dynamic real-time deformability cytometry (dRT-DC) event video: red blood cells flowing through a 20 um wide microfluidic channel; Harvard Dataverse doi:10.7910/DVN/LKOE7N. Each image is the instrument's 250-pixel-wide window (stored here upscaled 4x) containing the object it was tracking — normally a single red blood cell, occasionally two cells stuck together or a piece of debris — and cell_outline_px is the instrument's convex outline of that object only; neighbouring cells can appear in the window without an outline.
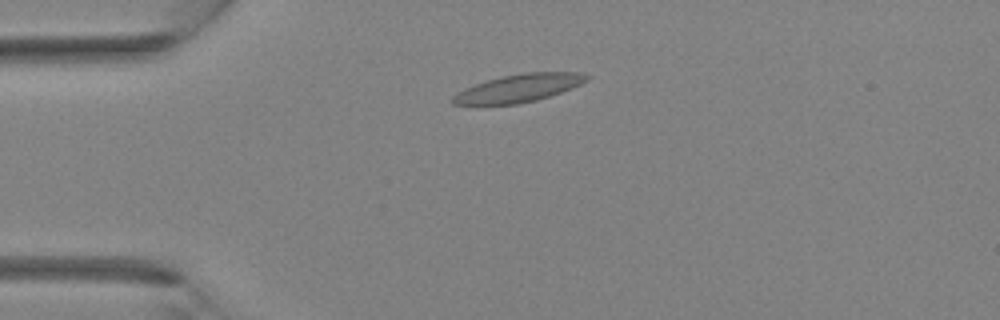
{"species": "Egyptian fruit bat (a non-hibernating species)", "species_latin": "Rousettus aegyptiacus", "temperature_condition": "room temperature", "stored_images_in_passage": 36, "camera_frame_rate_fps": 3000, "um_per_image_px": 0.085, "animal": {"sex": "female"}, "frame": {"image": 1, "passage_image": 7, "time_ms": 2.0, "image_size_px": [1000, 320], "cell_outline_px": [[592, 76], [588, 80], [572, 88], [536, 100], [520, 104], [452, 104], [448, 100], [456, 92], [464, 88], [500, 76], [524, 72], [580, 72]], "centroid_in_image_um": [44.08, 7.48], "position_along_channel_um": 40.9, "area_um2": 21.79}}
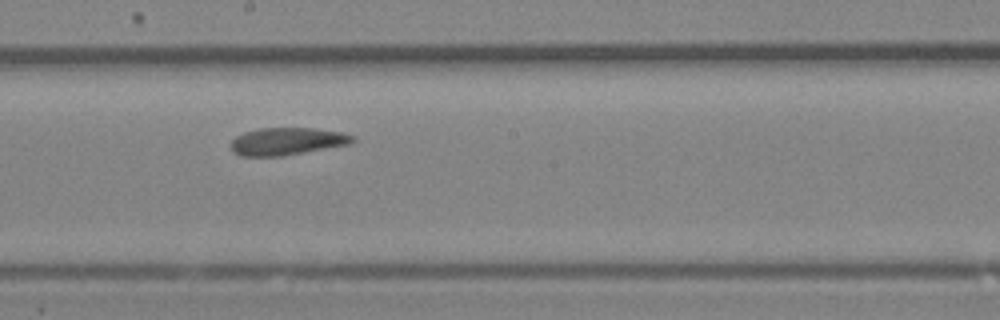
{"frame": {"image": 2, "passage_image": 19, "time_ms": 6.0, "image_size_px": [1000, 320], "cell_outline_px": [[356, 140], [352, 144], [280, 156], [240, 156], [232, 152], [232, 140], [236, 136], [244, 132], [260, 128], [316, 128], [344, 132], [356, 136]], "centroid_in_image_um": [24.46, 12.0], "position_along_channel_um": 223.7, "area_um2": 19.65}}
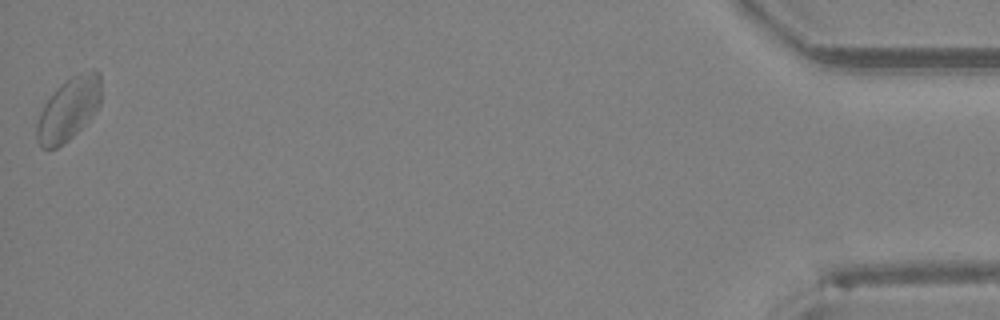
{"frame": {"image": 3, "passage_image": 36, "time_ms": 11.667, "image_size_px": [1000, 320], "cell_outline_px": [[100, 104], [92, 116], [68, 140], [56, 148], [40, 148], [36, 140], [36, 124], [40, 112], [44, 104], [56, 88], [60, 84], [72, 76], [80, 72], [92, 68], [100, 72]], "centroid_in_image_um": [5.82, 9.25], "position_along_channel_um": 429.4, "area_um2": 23.64}}